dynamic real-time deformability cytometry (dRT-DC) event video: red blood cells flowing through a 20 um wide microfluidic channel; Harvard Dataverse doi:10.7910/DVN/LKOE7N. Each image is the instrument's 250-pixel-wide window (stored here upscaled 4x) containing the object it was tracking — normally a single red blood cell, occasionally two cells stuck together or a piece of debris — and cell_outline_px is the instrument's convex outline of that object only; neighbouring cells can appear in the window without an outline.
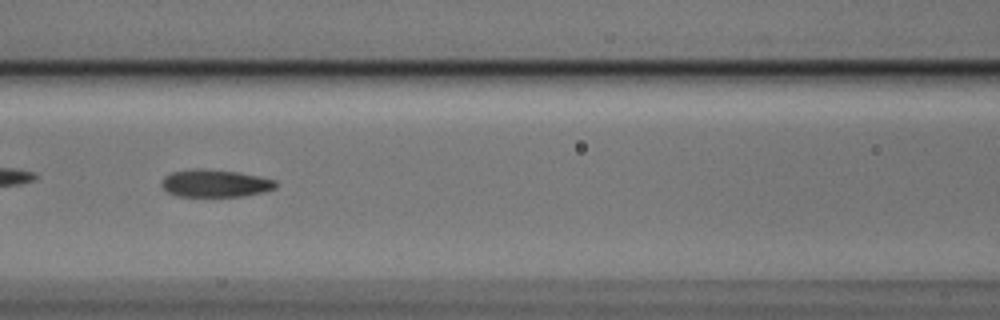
{"species": "Egyptian fruit bat (a non-hibernating species)", "species_latin": "Rousettus aegyptiacus", "temperature_condition": "cold", "stored_images_in_passage": 7, "camera_frame_rate_fps": 3000, "um_per_image_px": 0.085, "animal": {"sex": "male"}, "frame": {"image": 1, "passage_image": 5, "time_ms": 1.333, "image_size_px": [1000, 320], "cell_outline_px": [[276, 188], [264, 192], [244, 196], [176, 196], [168, 192], [160, 184], [164, 176], [172, 172], [196, 168], [204, 168], [236, 172], [260, 176], [276, 180]], "centroid_in_image_um": [18.29, 15.58], "position_along_channel_um": 148.3, "area_um2": 18.38}}
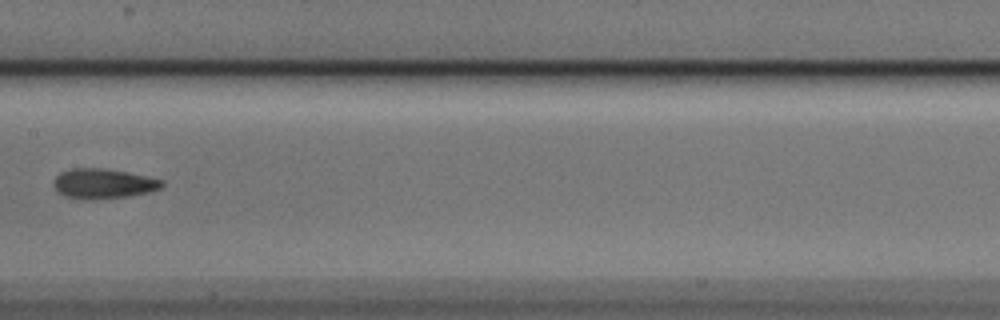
{"frame": {"image": 2, "passage_image": 6, "time_ms": 1.667, "image_size_px": [1000, 320], "cell_outline_px": [[164, 184], [160, 188], [148, 192], [132, 196], [92, 200], [88, 200], [64, 196], [52, 184], [52, 180], [60, 172], [72, 168], [100, 168], [148, 176], [164, 180]], "centroid_in_image_um": [8.77, 15.62], "position_along_channel_um": 198.6, "area_um2": 18.96}}
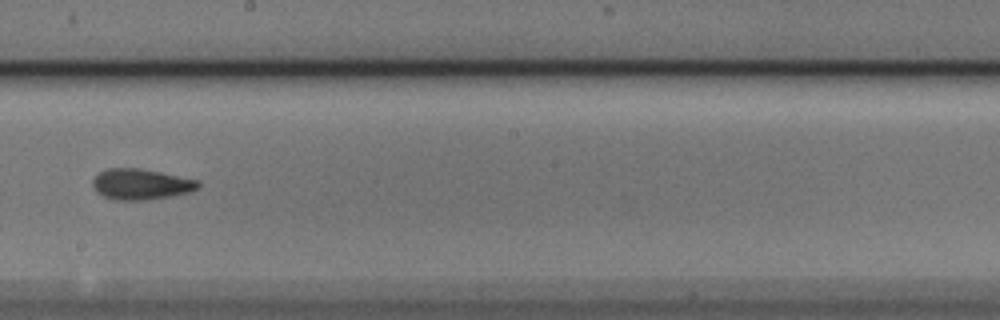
{"frame": {"image": 3, "passage_image": 7, "time_ms": 2.0, "image_size_px": [1000, 320], "cell_outline_px": [[200, 188], [192, 192], [172, 196], [144, 200], [112, 200], [96, 192], [92, 184], [92, 180], [100, 172], [108, 168], [140, 168], [200, 180]], "centroid_in_image_um": [12.01, 15.66], "position_along_channel_um": 236.2, "area_um2": 19.13}}